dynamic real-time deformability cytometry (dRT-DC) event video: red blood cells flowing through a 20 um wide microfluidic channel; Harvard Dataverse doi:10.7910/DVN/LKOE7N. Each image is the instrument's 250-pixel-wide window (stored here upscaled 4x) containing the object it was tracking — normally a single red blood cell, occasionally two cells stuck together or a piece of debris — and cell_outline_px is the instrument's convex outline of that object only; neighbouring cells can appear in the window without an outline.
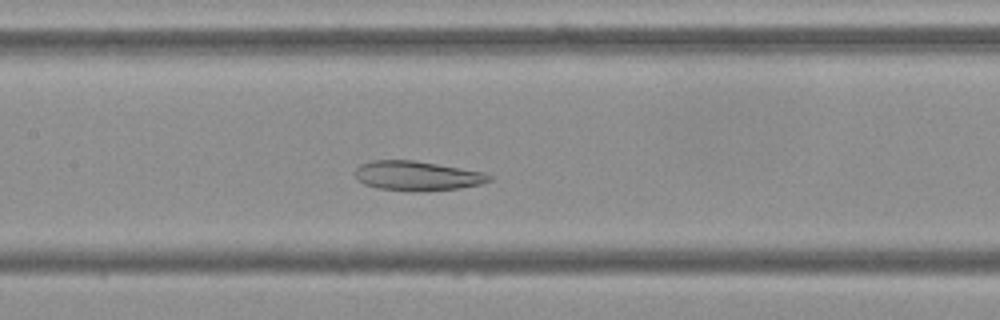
{"species": "Egyptian fruit bat (a non-hibernating species)", "species_latin": "Rousettus aegyptiacus", "temperature_condition": "cold", "stored_images_in_passage": 52, "camera_frame_rate_fps": 3000, "um_per_image_px": 0.085, "frame": {"image": 1, "passage_image": 23, "time_ms": 7.333, "image_size_px": [1000, 320], "cell_outline_px": [[492, 180], [480, 184], [460, 188], [380, 188], [364, 184], [356, 180], [352, 172], [360, 164], [372, 160], [412, 160], [484, 172], [492, 176]], "centroid_in_image_um": [35.4, 14.89], "position_along_channel_um": 172.0, "area_um2": 22.02}}
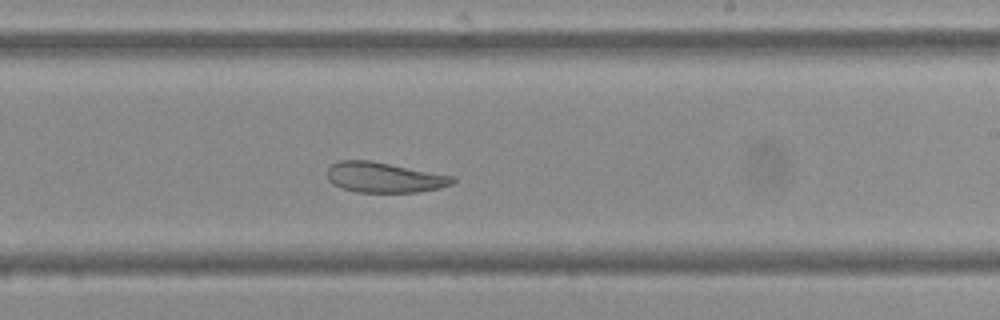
{"frame": {"image": 2, "passage_image": 30, "time_ms": 9.667, "image_size_px": [1000, 320], "cell_outline_px": [[456, 180], [452, 184], [440, 188], [416, 192], [356, 192], [340, 188], [332, 184], [328, 180], [328, 168], [332, 164], [340, 160], [368, 160], [456, 176]], "centroid_in_image_um": [32.67, 15.08], "position_along_channel_um": 256.3, "area_um2": 22.2}}
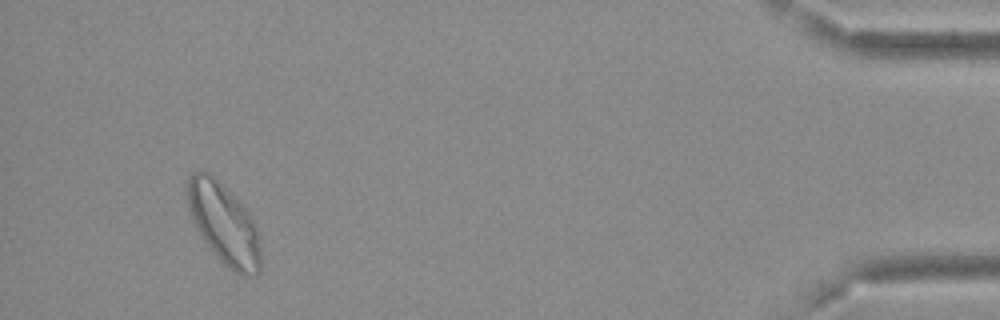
{"frame": {"image": 3, "passage_image": 49, "time_ms": 16.0, "image_size_px": [1000, 320], "cell_outline_px": [[260, 272], [256, 276], [240, 276], [228, 268], [220, 260], [204, 240], [188, 208], [188, 176], [192, 172], [208, 172], [252, 216], [256, 228], [260, 244]], "centroid_in_image_um": [19.07, 19.09], "position_along_channel_um": 416.1, "area_um2": 33.64}, "authors_computed_cell_mechanics": {"area_um2": 28.6977, "velocity_mm_per_s": 3.6309, "shape_relaxation_time_tau1_ms": null, "shape_relaxation_time_tau2_ms": 5.1698, "deformation_change_tau1": null, "deformation_change_tau2": 0.0984}}